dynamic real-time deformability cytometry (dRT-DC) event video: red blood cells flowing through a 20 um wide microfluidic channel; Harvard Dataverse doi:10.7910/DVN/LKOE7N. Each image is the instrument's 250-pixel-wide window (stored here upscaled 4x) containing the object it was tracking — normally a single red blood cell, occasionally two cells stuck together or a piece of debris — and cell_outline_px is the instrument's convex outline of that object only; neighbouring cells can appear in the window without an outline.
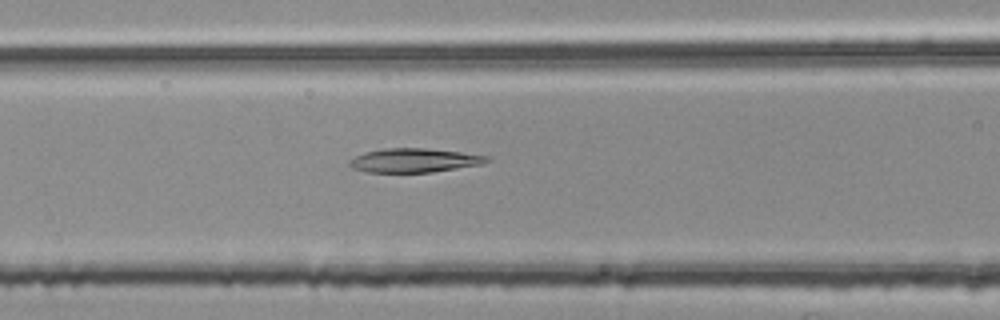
{"species": "common noctule bat (a hibernating species)", "species_latin": "Nyctalus noctula", "temperature_condition": "room temperature", "stored_images_in_passage": 37, "camera_frame_rate_fps": 3000, "um_per_image_px": 0.085, "animal": {"sex": "female", "body_mass_g": 25.1}, "frame": {"image": 1, "passage_image": 6, "time_ms": 1.667, "image_size_px": [1000, 320], "cell_outline_px": [[488, 160], [484, 164], [432, 172], [368, 172], [352, 168], [348, 164], [348, 160], [364, 152], [384, 148], [424, 148], [460, 152], [488, 156]], "centroid_in_image_um": [35.17, 13.63], "position_along_channel_um": 131.4, "area_um2": 19.13}}
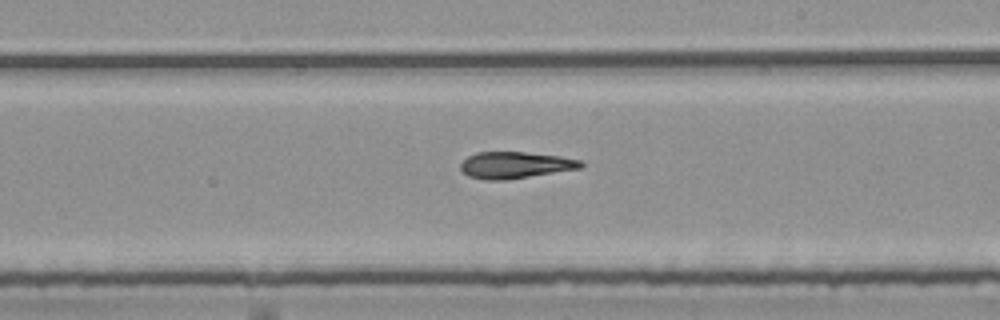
{"frame": {"image": 2, "passage_image": 15, "time_ms": 4.667, "image_size_px": [1000, 320], "cell_outline_px": [[584, 164], [580, 168], [504, 180], [488, 180], [468, 176], [460, 168], [460, 164], [468, 156], [476, 152], [524, 152], [560, 156], [580, 160]], "centroid_in_image_um": [43.76, 14.02], "position_along_channel_um": 245.2, "area_um2": 18.38}}
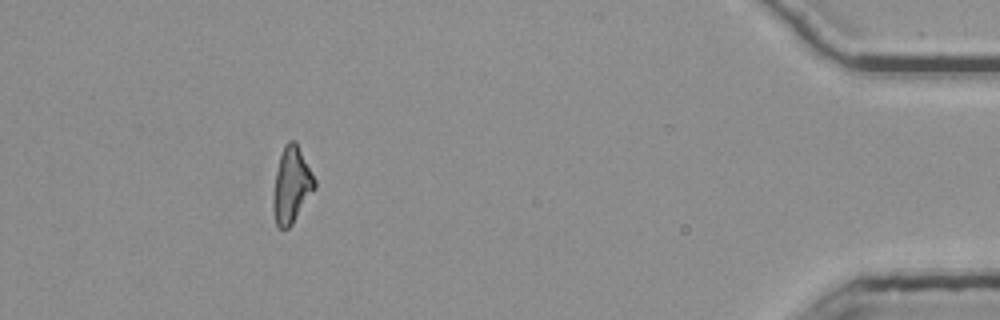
{"frame": {"image": 3, "passage_image": 33, "time_ms": 10.667, "image_size_px": [1000, 320], "cell_outline_px": [[316, 188], [292, 224], [288, 228], [280, 228], [276, 224], [272, 208], [272, 200], [276, 172], [280, 156], [284, 144], [288, 140], [296, 140], [316, 180]], "centroid_in_image_um": [24.78, 15.72], "position_along_channel_um": 410.4, "area_um2": 18.44}, "authors_computed_cell_mechanics": {"area_um2": 18.4382, "velocity_mm_per_s": 3.8054, "shape_relaxation_time_tau1_ms": null, "shape_relaxation_time_tau2_ms": 9.9647, "deformation_change_tau1": null, "deformation_change_tau2": 0.2185}}